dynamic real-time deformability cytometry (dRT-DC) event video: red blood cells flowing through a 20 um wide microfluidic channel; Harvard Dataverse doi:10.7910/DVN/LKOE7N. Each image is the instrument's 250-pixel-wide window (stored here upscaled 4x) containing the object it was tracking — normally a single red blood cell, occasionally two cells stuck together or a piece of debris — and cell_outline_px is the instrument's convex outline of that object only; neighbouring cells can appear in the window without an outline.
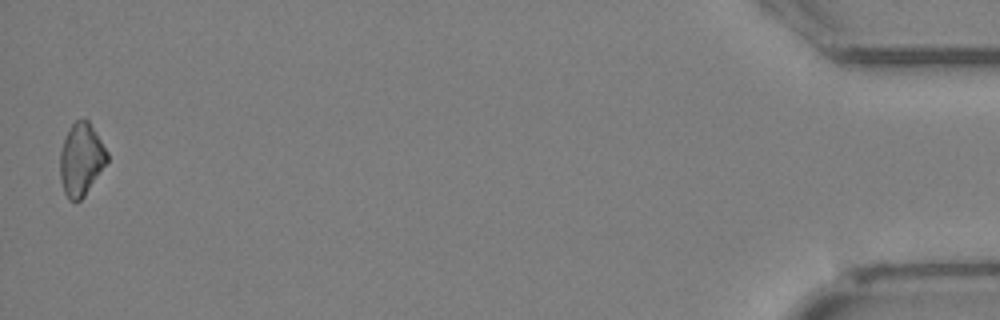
{"species": "Egyptian fruit bat (a non-hibernating species)", "species_latin": "Rousettus aegyptiacus", "temperature_condition": "cold", "stored_images_in_passage": 24, "camera_frame_rate_fps": 3000, "um_per_image_px": 0.085, "animal": {"sex": "female"}, "frame": {"image": 1, "passage_image": 24, "time_ms": 7.667, "image_size_px": [1000, 320], "cell_outline_px": [[108, 160], [84, 196], [80, 200], [68, 200], [64, 192], [60, 180], [60, 152], [64, 140], [72, 124], [76, 120], [88, 120], [96, 132], [108, 152]], "centroid_in_image_um": [6.89, 13.56], "position_along_channel_um": 428.3, "area_um2": 19.59}}